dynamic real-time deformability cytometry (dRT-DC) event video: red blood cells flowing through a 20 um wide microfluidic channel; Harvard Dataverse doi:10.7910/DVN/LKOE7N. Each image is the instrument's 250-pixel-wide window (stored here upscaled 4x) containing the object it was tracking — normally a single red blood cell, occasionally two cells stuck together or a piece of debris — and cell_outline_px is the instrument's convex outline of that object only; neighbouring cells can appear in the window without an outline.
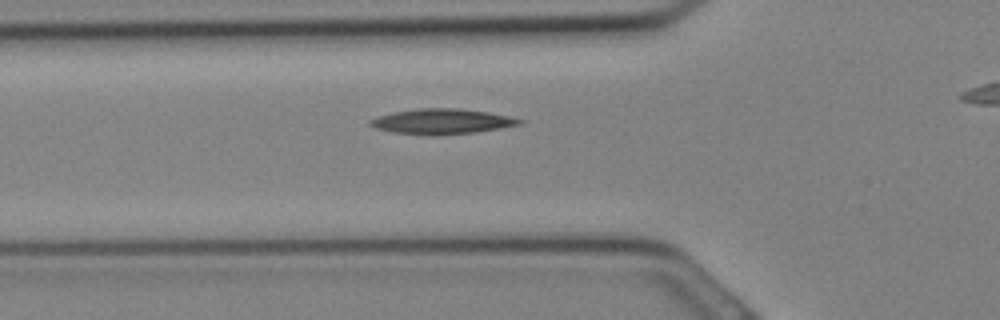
{"species": "Egyptian fruit bat (a non-hibernating species)", "species_latin": "Rousettus aegyptiacus", "temperature_condition": "cold", "stored_images_in_passage": 25, "camera_frame_rate_fps": 3000, "um_per_image_px": 0.085, "animal": {"sex": "female"}, "frame": {"image": 1, "passage_image": 8, "time_ms": 2.333, "image_size_px": [1000, 320], "cell_outline_px": [[524, 120], [520, 124], [476, 132], [392, 132], [376, 128], [368, 124], [368, 120], [392, 112], [416, 108], [460, 108], [488, 112], [508, 116]], "centroid_in_image_um": [37.55, 10.26], "position_along_channel_um": 88.2, "area_um2": 20.75}}
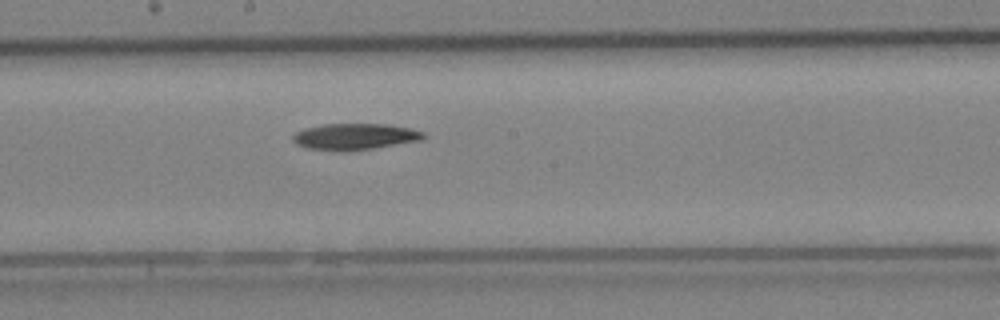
{"frame": {"image": 2, "passage_image": 14, "time_ms": 4.333, "image_size_px": [1000, 320], "cell_outline_px": [[428, 136], [420, 140], [348, 152], [340, 152], [308, 148], [296, 144], [292, 140], [292, 136], [296, 132], [308, 128], [324, 124], [388, 124], [408, 128], [424, 132]], "centroid_in_image_um": [30.15, 11.62], "position_along_channel_um": 218.0, "area_um2": 20.0}}
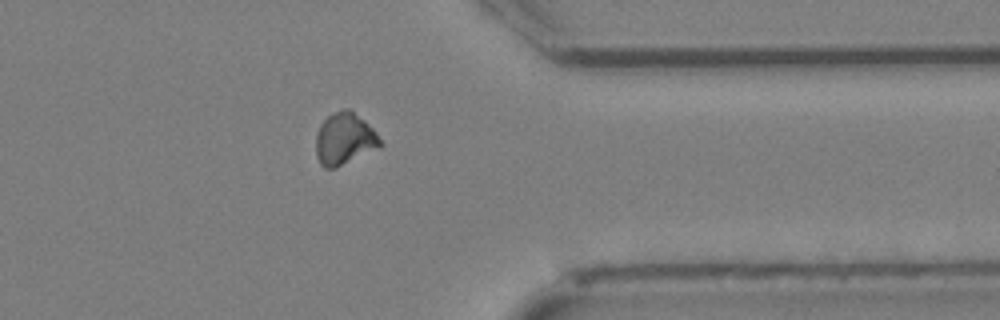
{"frame": {"image": 3, "passage_image": 22, "time_ms": 7.0, "image_size_px": [1000, 320], "cell_outline_px": [[384, 144], [336, 168], [324, 168], [320, 164], [316, 156], [316, 132], [320, 124], [328, 116], [344, 108], [348, 108], [364, 120], [376, 132]], "centroid_in_image_um": [29.26, 11.81], "position_along_channel_um": 382.1, "area_um2": 19.31}}